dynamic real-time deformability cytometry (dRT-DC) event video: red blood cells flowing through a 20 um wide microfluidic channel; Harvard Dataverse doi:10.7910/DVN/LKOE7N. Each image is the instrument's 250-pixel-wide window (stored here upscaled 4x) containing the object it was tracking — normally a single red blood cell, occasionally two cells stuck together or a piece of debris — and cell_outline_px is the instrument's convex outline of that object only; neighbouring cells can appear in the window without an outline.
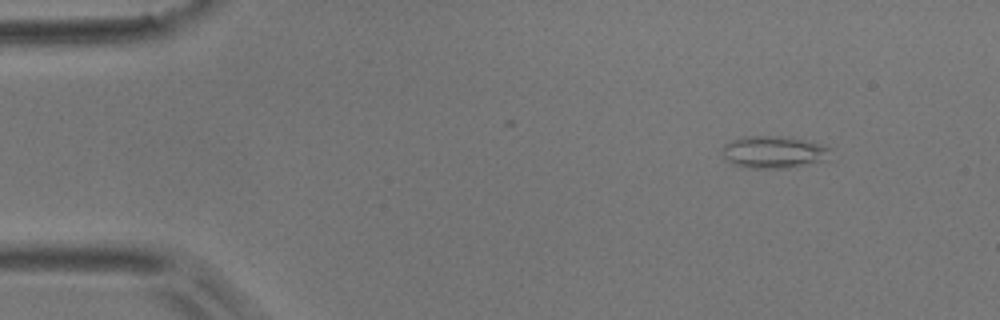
{"species": "common noctule bat (a hibernating species)", "species_latin": "Nyctalus noctula", "temperature_condition": "room temperature", "stored_images_in_passage": 4, "camera_frame_rate_fps": 3000, "um_per_image_px": 0.085, "animal": {"sex": "male", "body_mass_g": 17.9}, "frame": {"image": 1, "passage_image": 2, "time_ms": 1.333, "image_size_px": [1000, 320], "cell_outline_px": [[832, 148], [828, 160], [788, 168], [748, 168], [732, 164], [720, 152], [724, 144], [740, 136], [784, 136], [804, 140], [820, 144]], "centroid_in_image_um": [65.76, 12.92], "position_along_channel_um": 19.2, "area_um2": 20.58}}